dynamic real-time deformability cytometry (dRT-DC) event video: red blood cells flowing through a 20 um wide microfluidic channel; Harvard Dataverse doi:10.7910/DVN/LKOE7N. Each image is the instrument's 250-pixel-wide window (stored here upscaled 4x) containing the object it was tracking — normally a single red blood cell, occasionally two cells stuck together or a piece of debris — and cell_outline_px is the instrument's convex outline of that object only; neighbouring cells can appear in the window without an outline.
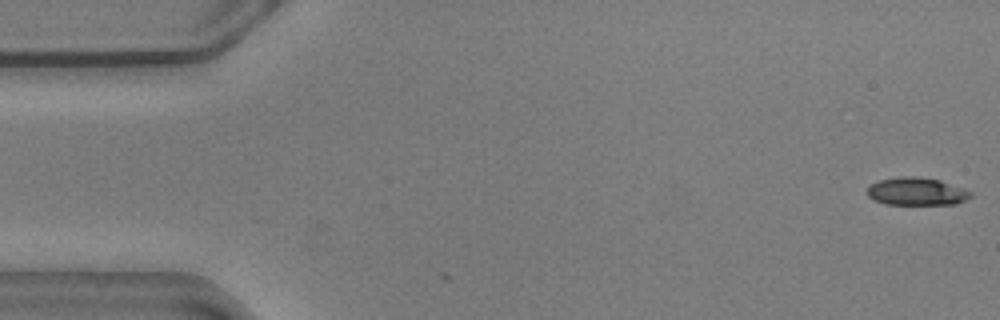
{"species": "common noctule bat (a hibernating species)", "species_latin": "Nyctalus noctula", "temperature_condition": "warm", "stored_images_in_passage": 2, "camera_frame_rate_fps": 3000, "um_per_image_px": 0.085, "animal": {"sex": "male", "body_mass_g": 20.5, "forearm_length_mm": 52.5}, "frame": {"image": 1, "passage_image": 2, "time_ms": 0.333, "image_size_px": [1000, 320], "cell_outline_px": [[972, 196], [956, 204], [884, 204], [872, 200], [868, 196], [868, 184], [880, 180], [900, 176], [916, 176], [940, 180], [964, 188], [972, 192]], "centroid_in_image_um": [77.89, 16.27], "position_along_channel_um": 7.1, "area_um2": 16.88}}